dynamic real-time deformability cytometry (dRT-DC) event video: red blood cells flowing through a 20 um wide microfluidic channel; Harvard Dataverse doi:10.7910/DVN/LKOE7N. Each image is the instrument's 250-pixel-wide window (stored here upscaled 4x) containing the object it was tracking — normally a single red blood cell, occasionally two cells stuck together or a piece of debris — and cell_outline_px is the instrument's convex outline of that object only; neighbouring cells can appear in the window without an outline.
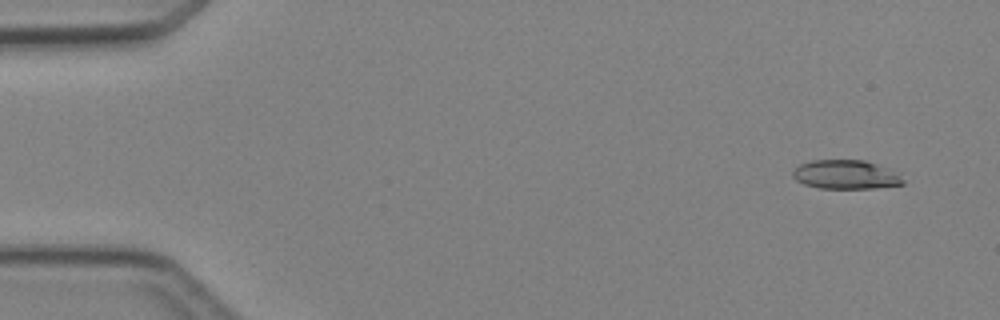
{"species": "Egyptian fruit bat (a non-hibernating species)", "species_latin": "Rousettus aegyptiacus", "temperature_condition": "cold", "stored_images_in_passage": 5, "camera_frame_rate_fps": 3000, "um_per_image_px": 0.085, "animal": {"sex": "female"}, "frame": {"image": 1, "passage_image": 1, "time_ms": 0.0, "image_size_px": [1000, 320], "cell_outline_px": [[904, 184], [876, 188], [820, 188], [804, 184], [796, 180], [792, 176], [792, 168], [800, 164], [812, 160], [864, 160], [900, 172], [904, 180]], "centroid_in_image_um": [71.9, 14.83], "position_along_channel_um": 13.1, "area_um2": 18.84}}
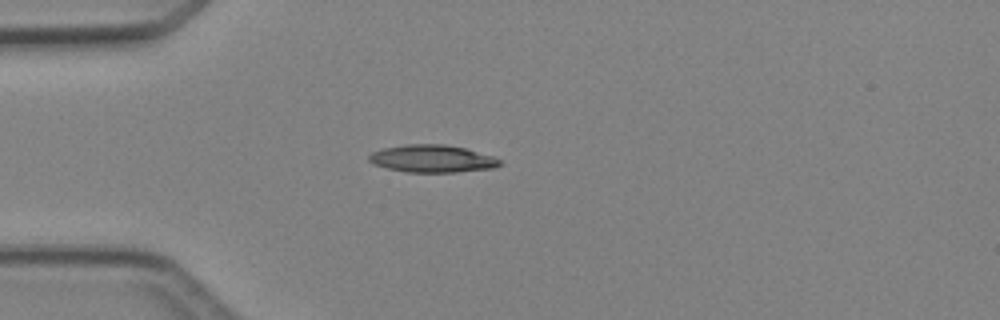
{"frame": {"image": 2, "passage_image": 4, "time_ms": 3.333, "image_size_px": [1000, 320], "cell_outline_px": [[504, 164], [496, 168], [456, 172], [408, 172], [388, 168], [372, 164], [368, 160], [368, 156], [372, 152], [384, 148], [408, 144], [444, 144], [464, 148], [492, 156], [500, 160]], "centroid_in_image_um": [36.76, 13.49], "position_along_channel_um": 48.2, "area_um2": 20.92}}